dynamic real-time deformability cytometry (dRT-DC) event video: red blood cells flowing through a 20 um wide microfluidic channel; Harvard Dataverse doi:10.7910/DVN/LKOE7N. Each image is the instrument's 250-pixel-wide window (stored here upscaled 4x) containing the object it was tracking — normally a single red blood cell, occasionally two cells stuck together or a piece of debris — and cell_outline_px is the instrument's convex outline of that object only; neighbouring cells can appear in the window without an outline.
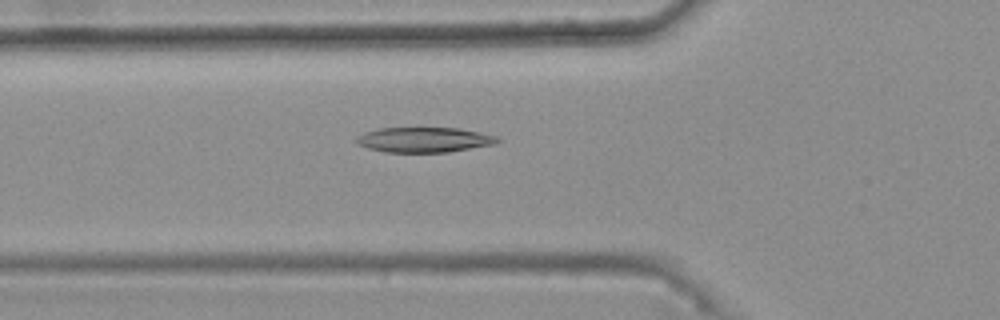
{"species": "common noctule bat (a hibernating species)", "species_latin": "Nyctalus noctula", "temperature_condition": "warm", "stored_images_in_passage": 49, "camera_frame_rate_fps": 3000, "um_per_image_px": 0.085, "animal": {"sex": "female", "body_mass_g": 25.1}, "frame": {"image": 1, "passage_image": 19, "time_ms": 6.0, "image_size_px": [1000, 320], "cell_outline_px": [[500, 140], [496, 144], [448, 152], [384, 152], [368, 148], [356, 144], [352, 140], [356, 136], [364, 132], [376, 128], [460, 128], [500, 136]], "centroid_in_image_um": [36.03, 11.87], "position_along_channel_um": 89.8, "area_um2": 20.98}}
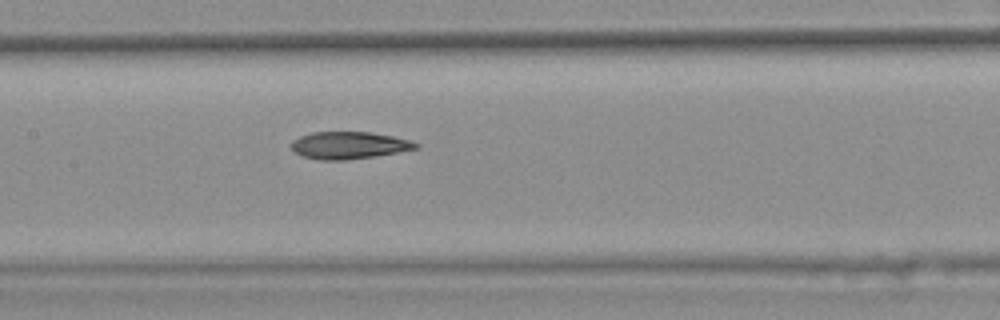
{"frame": {"image": 2, "passage_image": 26, "time_ms": 8.333, "image_size_px": [1000, 320], "cell_outline_px": [[420, 148], [348, 160], [320, 160], [304, 156], [292, 152], [288, 144], [292, 140], [300, 136], [312, 132], [368, 132], [392, 136], [408, 140], [420, 144]], "centroid_in_image_um": [29.59, 12.35], "position_along_channel_um": 177.8, "area_um2": 19.77}}
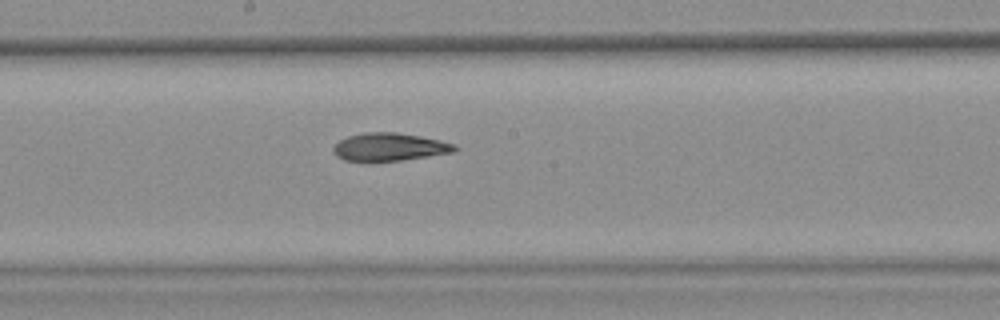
{"frame": {"image": 3, "passage_image": 29, "time_ms": 9.333, "image_size_px": [1000, 320], "cell_outline_px": [[460, 148], [452, 152], [428, 156], [400, 160], [344, 160], [336, 156], [332, 152], [332, 148], [340, 140], [348, 136], [364, 132], [396, 132], [420, 136], [440, 140], [456, 144]], "centroid_in_image_um": [33.11, 12.47], "position_along_channel_um": 215.1, "area_um2": 19.54}, "authors_computed_cell_mechanics": {"area_um2": 20.4612, "velocity_mm_per_s": 3.7544, "shape_relaxation_time_tau1_ms": null, "shape_relaxation_time_tau2_ms": 2.9272, "deformation_change_tau1": null, "deformation_change_tau2": 0.0975}}